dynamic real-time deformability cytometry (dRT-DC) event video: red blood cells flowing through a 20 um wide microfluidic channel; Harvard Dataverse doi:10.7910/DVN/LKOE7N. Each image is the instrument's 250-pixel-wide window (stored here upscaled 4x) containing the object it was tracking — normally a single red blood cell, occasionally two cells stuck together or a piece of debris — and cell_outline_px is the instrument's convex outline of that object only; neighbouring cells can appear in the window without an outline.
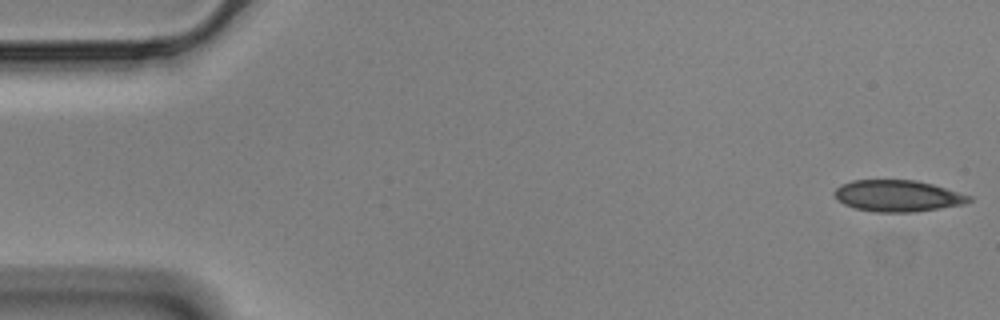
{"species": "Egyptian fruit bat (a non-hibernating species)", "species_latin": "Rousettus aegyptiacus", "temperature_condition": "cold", "stored_images_in_passage": 14, "camera_frame_rate_fps": 3000, "um_per_image_px": 0.085, "animal": {"sex": "male"}, "frame": {"image": 1, "passage_image": 1, "time_ms": 0.0, "image_size_px": [1000, 320], "cell_outline_px": [[972, 200], [964, 204], [940, 208], [912, 212], [876, 212], [856, 208], [844, 204], [836, 200], [832, 196], [832, 192], [840, 184], [852, 180], [916, 180], [932, 184], [972, 196]], "centroid_in_image_um": [76.25, 16.64], "position_along_channel_um": 8.7, "area_um2": 24.8}}